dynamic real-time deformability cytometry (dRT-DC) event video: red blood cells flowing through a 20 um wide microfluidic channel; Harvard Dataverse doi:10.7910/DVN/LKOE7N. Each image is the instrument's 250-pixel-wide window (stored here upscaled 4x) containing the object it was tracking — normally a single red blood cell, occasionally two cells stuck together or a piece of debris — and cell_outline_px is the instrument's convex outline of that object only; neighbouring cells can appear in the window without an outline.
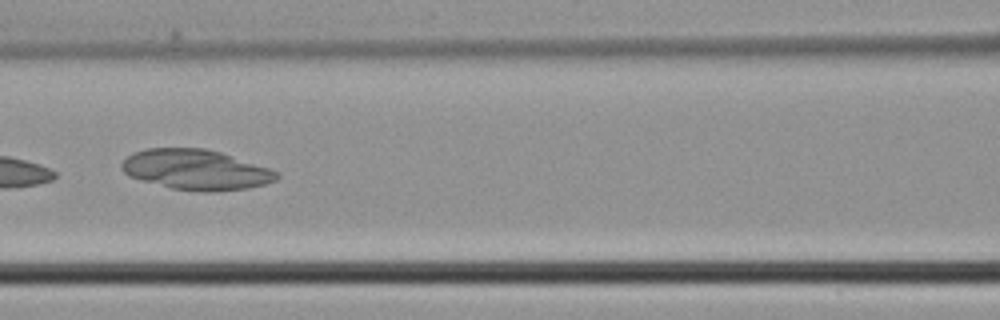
{"species": "common noctule bat (a hibernating species)", "species_latin": "Nyctalus noctula", "temperature_condition": "cold", "stored_images_in_passage": 6, "camera_frame_rate_fps": 3000, "um_per_image_px": 0.085, "animal": {"sex": "male", "body_mass_g": 21.5, "forearm_length_mm": 52.0}, "frame": {"image": 1, "passage_image": 5, "time_ms": 1.333, "image_size_px": [1000, 320], "cell_outline_px": [[280, 176], [276, 180], [264, 184], [244, 188], [216, 192], [200, 192], [172, 188], [140, 180], [128, 176], [124, 172], [120, 164], [132, 152], [148, 148], [204, 148], [220, 152], [280, 172]], "centroid_in_image_um": [16.63, 14.42], "position_along_channel_um": 150.0, "area_um2": 36.24}}
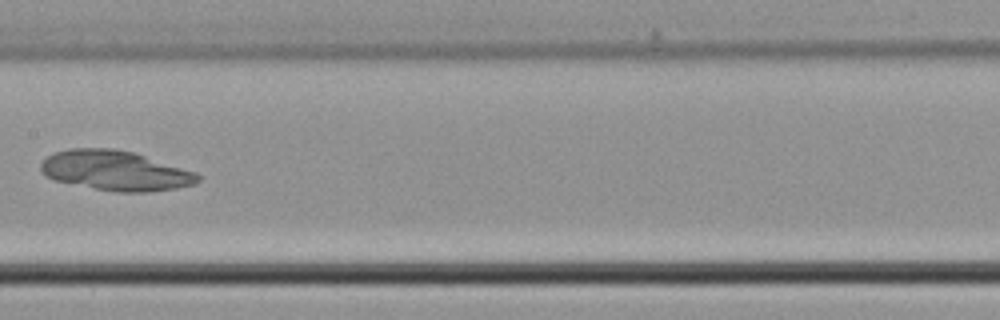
{"frame": {"image": 2, "passage_image": 6, "time_ms": 1.667, "image_size_px": [1000, 320], "cell_outline_px": [[200, 180], [192, 184], [176, 188], [148, 192], [116, 192], [52, 180], [40, 172], [40, 164], [52, 152], [68, 148], [112, 148], [132, 152], [196, 172], [200, 176]], "centroid_in_image_um": [9.76, 14.5], "position_along_channel_um": 197.6, "area_um2": 36.41}}